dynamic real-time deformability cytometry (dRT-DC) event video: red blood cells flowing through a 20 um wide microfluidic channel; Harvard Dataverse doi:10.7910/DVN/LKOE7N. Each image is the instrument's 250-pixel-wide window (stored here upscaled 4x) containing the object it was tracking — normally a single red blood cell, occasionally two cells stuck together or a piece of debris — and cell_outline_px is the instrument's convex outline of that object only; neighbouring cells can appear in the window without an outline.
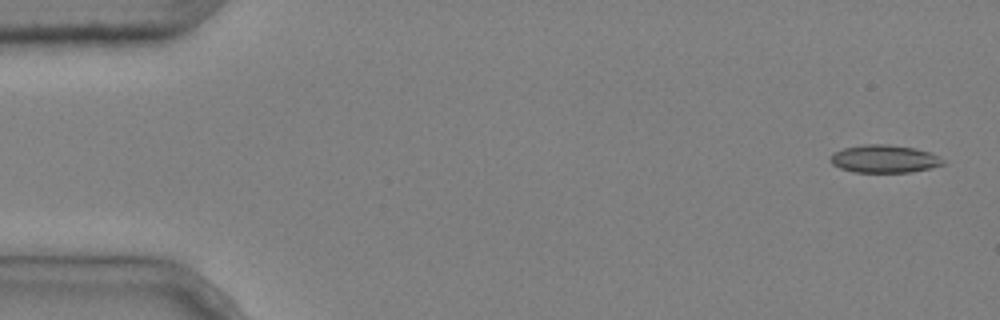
{"species": "common noctule bat (a hibernating species)", "species_latin": "Nyctalus noctula", "temperature_condition": "cold", "stored_images_in_passage": 4, "camera_frame_rate_fps": 3000, "um_per_image_px": 0.085, "animal": {"sex": "male", "body_mass_g": 20.4}, "frame": {"image": 1, "passage_image": 4, "time_ms": 1.0, "image_size_px": [1000, 320], "cell_outline_px": [[944, 164], [912, 172], [856, 172], [840, 168], [832, 164], [832, 152], [844, 148], [864, 144], [888, 144], [916, 148], [928, 152], [944, 160]], "centroid_in_image_um": [75.15, 13.49], "position_along_channel_um": 9.9, "area_um2": 18.03}}